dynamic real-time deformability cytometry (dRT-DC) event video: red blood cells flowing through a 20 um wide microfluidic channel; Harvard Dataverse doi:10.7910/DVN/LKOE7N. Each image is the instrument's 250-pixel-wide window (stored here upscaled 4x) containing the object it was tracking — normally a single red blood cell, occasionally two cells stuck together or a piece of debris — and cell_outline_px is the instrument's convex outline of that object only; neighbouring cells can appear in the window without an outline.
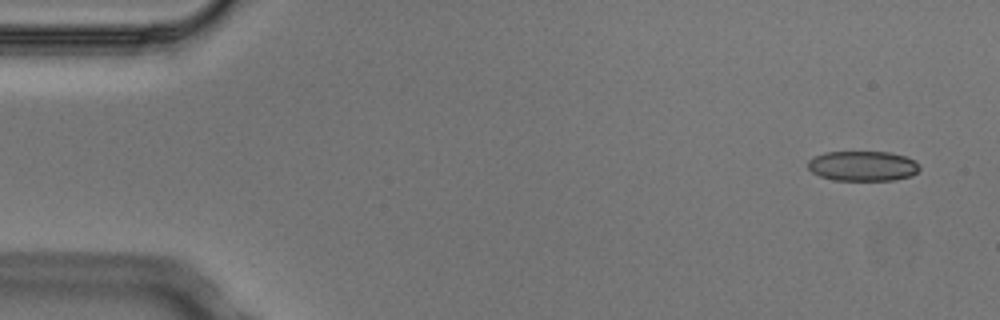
{"species": "Egyptian fruit bat (a non-hibernating species)", "species_latin": "Rousettus aegyptiacus", "temperature_condition": "cold", "stored_images_in_passage": 5, "camera_frame_rate_fps": 3000, "um_per_image_px": 0.085, "animal": {"sex": "male"}, "frame": {"image": 1, "passage_image": 1, "time_ms": 0.0, "image_size_px": [1000, 320], "cell_outline_px": [[920, 168], [912, 176], [896, 180], [832, 180], [820, 176], [812, 172], [808, 168], [808, 160], [824, 152], [888, 152], [904, 156], [916, 160], [920, 164]], "centroid_in_image_um": [73.36, 14.11], "position_along_channel_um": 11.6, "area_um2": 19.65}}
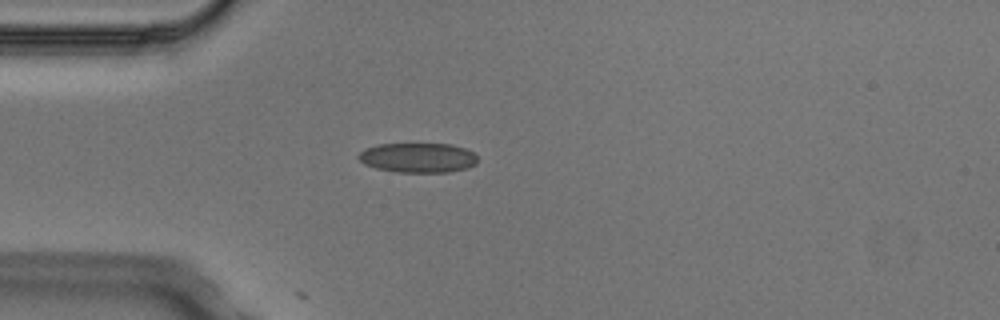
{"frame": {"image": 2, "passage_image": 4, "time_ms": 1.0, "image_size_px": [1000, 320], "cell_outline_px": [[476, 164], [468, 168], [448, 172], [396, 172], [376, 168], [364, 164], [356, 156], [364, 148], [380, 144], [452, 144], [464, 148], [472, 152], [476, 156]], "centroid_in_image_um": [35.5, 13.4], "position_along_channel_um": 49.5, "area_um2": 20.63}}